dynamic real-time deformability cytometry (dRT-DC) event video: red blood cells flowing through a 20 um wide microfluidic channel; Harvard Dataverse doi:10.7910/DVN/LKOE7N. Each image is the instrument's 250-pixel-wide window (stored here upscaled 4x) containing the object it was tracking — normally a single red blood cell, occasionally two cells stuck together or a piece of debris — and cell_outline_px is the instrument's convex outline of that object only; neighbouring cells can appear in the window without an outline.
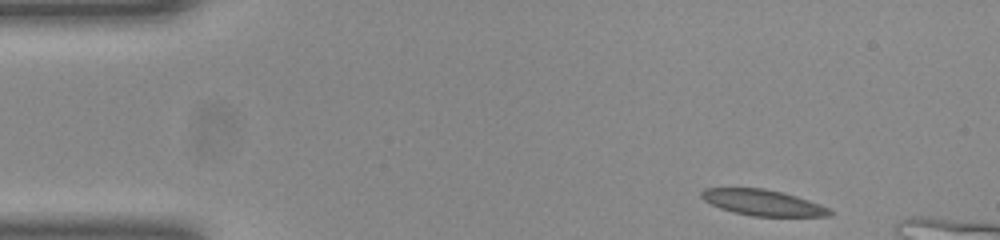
{"species": "common noctule bat (a hibernating species)", "species_latin": "Nyctalus noctula", "temperature_condition": "room temperature", "stored_images_in_passage": 10, "camera_frame_rate_fps": 3000, "um_per_image_px": 0.085, "animal": {"sex": "female", "body_mass_g": 23.0, "forearm_length_mm": 53.4}, "frame": {"image": 1, "passage_image": 1, "time_ms": 0.0, "image_size_px": [1000, 240], "cell_outline_px": [[832, 216], [752, 216], [720, 208], [704, 200], [700, 196], [700, 192], [704, 188], [764, 188], [796, 196], [820, 204], [828, 208], [832, 212]], "centroid_in_image_um": [64.83, 17.22], "position_along_channel_um": 20.2, "area_um2": 19.13}}